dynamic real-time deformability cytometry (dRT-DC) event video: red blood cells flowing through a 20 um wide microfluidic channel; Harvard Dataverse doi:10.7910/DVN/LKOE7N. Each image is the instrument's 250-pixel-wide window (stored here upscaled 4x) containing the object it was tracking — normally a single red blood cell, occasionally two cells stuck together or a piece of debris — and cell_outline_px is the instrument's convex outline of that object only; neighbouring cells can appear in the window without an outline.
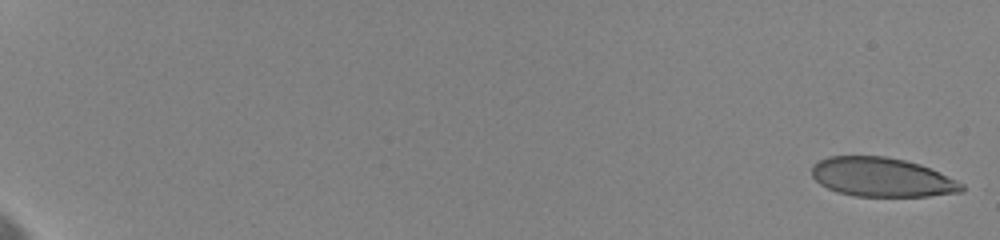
{"species": "human", "species_latin": "Homo sapiens", "temperature_condition": "cold", "stored_images_in_passage": 40, "camera_frame_rate_fps": 3000, "um_per_image_px": 0.085, "donor": {"sex": "female"}, "frame": {"image": 1, "passage_image": 1, "time_ms": 0.0, "image_size_px": [1000, 240], "cell_outline_px": [[972, 188], [964, 192], [928, 196], [852, 196], [836, 192], [820, 184], [812, 176], [812, 164], [828, 156], [888, 156], [920, 164], [956, 180]], "centroid_in_image_um": [75.0, 15.07], "position_along_channel_um": 10.0, "area_um2": 34.51}}
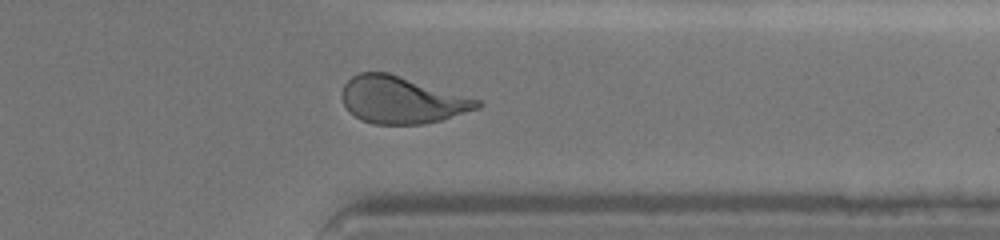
{"frame": {"image": 2, "passage_image": 30, "time_ms": 16.333, "image_size_px": [1000, 240], "cell_outline_px": [[484, 104], [480, 108], [440, 120], [424, 124], [372, 124], [360, 120], [348, 112], [344, 104], [344, 84], [352, 76], [360, 72], [388, 72], [480, 100]], "centroid_in_image_um": [34.15, 8.51], "position_along_channel_um": 377.3, "area_um2": 36.88}}
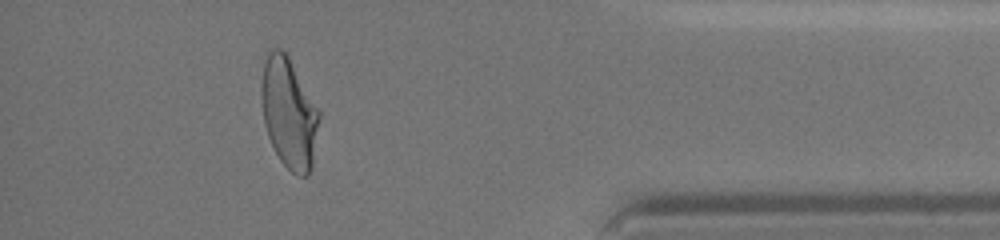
{"frame": {"image": 3, "passage_image": 34, "time_ms": 18.0, "image_size_px": [1000, 240], "cell_outline_px": [[320, 116], [312, 168], [308, 176], [296, 176], [280, 160], [268, 136], [264, 124], [260, 96], [260, 88], [264, 52], [272, 48], [280, 48], [288, 56], [320, 112]], "centroid_in_image_um": [24.53, 9.58], "position_along_channel_um": 410.7, "area_um2": 37.51}}